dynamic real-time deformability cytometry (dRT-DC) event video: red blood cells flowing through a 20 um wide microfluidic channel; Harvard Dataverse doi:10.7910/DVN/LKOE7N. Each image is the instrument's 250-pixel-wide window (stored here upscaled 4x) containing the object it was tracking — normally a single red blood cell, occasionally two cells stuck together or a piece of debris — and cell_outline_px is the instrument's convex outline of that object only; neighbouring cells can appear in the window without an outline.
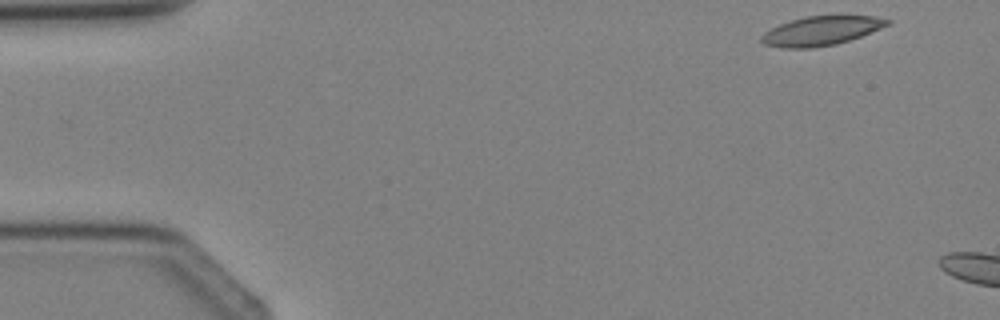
{"species": "Egyptian fruit bat (a non-hibernating species)", "species_latin": "Rousettus aegyptiacus", "temperature_condition": "cold", "stored_images_in_passage": 4, "camera_frame_rate_fps": 3000, "um_per_image_px": 0.085, "animal": {"sex": "female"}, "frame": {"image": 1, "passage_image": 4, "time_ms": 3.333, "image_size_px": [1000, 320], "cell_outline_px": [[892, 24], [860, 36], [836, 44], [812, 48], [780, 48], [764, 44], [760, 40], [760, 36], [764, 32], [780, 24], [792, 20], [808, 16], [872, 16], [892, 20]], "centroid_in_image_um": [69.79, 2.63], "position_along_channel_um": 15.2, "area_um2": 21.27}}